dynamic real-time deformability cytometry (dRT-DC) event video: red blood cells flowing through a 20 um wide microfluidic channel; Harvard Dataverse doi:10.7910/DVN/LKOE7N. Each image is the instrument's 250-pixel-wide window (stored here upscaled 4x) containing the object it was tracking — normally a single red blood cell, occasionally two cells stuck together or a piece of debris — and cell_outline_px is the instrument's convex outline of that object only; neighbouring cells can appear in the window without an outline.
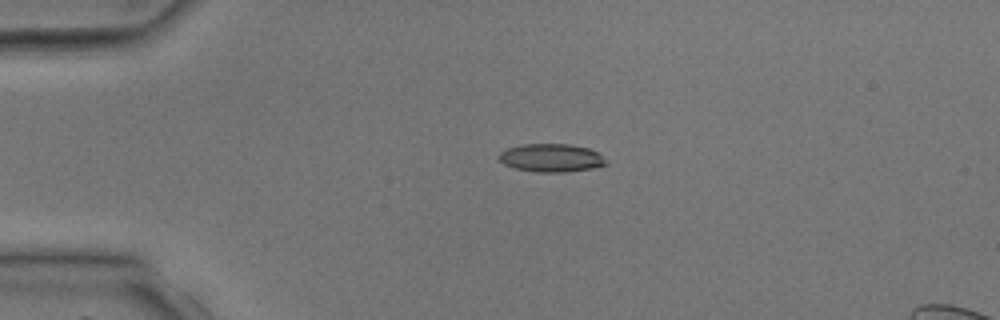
{"species": "common noctule bat (a hibernating species)", "species_latin": "Nyctalus noctula", "temperature_condition": "room temperature", "stored_images_in_passage": 4, "camera_frame_rate_fps": 3000, "um_per_image_px": 0.085, "animal": {"sex": "male", "body_mass_g": 17.9, "forearm_length_mm": 54.2}, "frame": {"image": 1, "passage_image": 3, "time_ms": 3.0, "image_size_px": [1000, 320], "cell_outline_px": [[608, 164], [592, 168], [564, 172], [536, 172], [516, 168], [504, 164], [496, 156], [500, 152], [508, 148], [524, 144], [572, 144], [588, 148], [596, 152]], "centroid_in_image_um": [46.82, 13.41], "position_along_channel_um": 38.2, "area_um2": 17.4}}